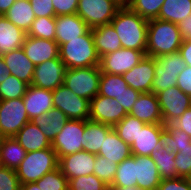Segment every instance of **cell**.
<instances>
[{"label":"cell","instance_id":"17","mask_svg":"<svg viewBox=\"0 0 191 190\" xmlns=\"http://www.w3.org/2000/svg\"><path fill=\"white\" fill-rule=\"evenodd\" d=\"M55 25L58 46L85 35L91 29L77 14L58 15L55 17Z\"/></svg>","mask_w":191,"mask_h":190},{"label":"cell","instance_id":"9","mask_svg":"<svg viewBox=\"0 0 191 190\" xmlns=\"http://www.w3.org/2000/svg\"><path fill=\"white\" fill-rule=\"evenodd\" d=\"M53 107L60 109L69 120H88L90 101L77 96L64 84L52 91Z\"/></svg>","mask_w":191,"mask_h":190},{"label":"cell","instance_id":"26","mask_svg":"<svg viewBox=\"0 0 191 190\" xmlns=\"http://www.w3.org/2000/svg\"><path fill=\"white\" fill-rule=\"evenodd\" d=\"M98 155L120 164L126 158L132 155L131 147L125 143L112 128L106 135V139Z\"/></svg>","mask_w":191,"mask_h":190},{"label":"cell","instance_id":"10","mask_svg":"<svg viewBox=\"0 0 191 190\" xmlns=\"http://www.w3.org/2000/svg\"><path fill=\"white\" fill-rule=\"evenodd\" d=\"M145 54L140 50L120 48L100 57V71L107 74L123 75L136 66Z\"/></svg>","mask_w":191,"mask_h":190},{"label":"cell","instance_id":"41","mask_svg":"<svg viewBox=\"0 0 191 190\" xmlns=\"http://www.w3.org/2000/svg\"><path fill=\"white\" fill-rule=\"evenodd\" d=\"M117 165L118 164L113 161L96 155L93 174L110 187L117 172Z\"/></svg>","mask_w":191,"mask_h":190},{"label":"cell","instance_id":"57","mask_svg":"<svg viewBox=\"0 0 191 190\" xmlns=\"http://www.w3.org/2000/svg\"><path fill=\"white\" fill-rule=\"evenodd\" d=\"M21 190H41L36 182H29L26 184H21Z\"/></svg>","mask_w":191,"mask_h":190},{"label":"cell","instance_id":"50","mask_svg":"<svg viewBox=\"0 0 191 190\" xmlns=\"http://www.w3.org/2000/svg\"><path fill=\"white\" fill-rule=\"evenodd\" d=\"M140 94L141 93L139 91L134 90L131 87H128L127 90L123 91L118 96V98H116V101L122 105V107L127 113H129Z\"/></svg>","mask_w":191,"mask_h":190},{"label":"cell","instance_id":"56","mask_svg":"<svg viewBox=\"0 0 191 190\" xmlns=\"http://www.w3.org/2000/svg\"><path fill=\"white\" fill-rule=\"evenodd\" d=\"M16 0H0V15H5Z\"/></svg>","mask_w":191,"mask_h":190},{"label":"cell","instance_id":"32","mask_svg":"<svg viewBox=\"0 0 191 190\" xmlns=\"http://www.w3.org/2000/svg\"><path fill=\"white\" fill-rule=\"evenodd\" d=\"M175 155L176 153L171 152L163 145L151 153L150 156L157 165L161 179L178 177L175 169Z\"/></svg>","mask_w":191,"mask_h":190},{"label":"cell","instance_id":"38","mask_svg":"<svg viewBox=\"0 0 191 190\" xmlns=\"http://www.w3.org/2000/svg\"><path fill=\"white\" fill-rule=\"evenodd\" d=\"M165 0H130L127 5L146 20L157 19Z\"/></svg>","mask_w":191,"mask_h":190},{"label":"cell","instance_id":"51","mask_svg":"<svg viewBox=\"0 0 191 190\" xmlns=\"http://www.w3.org/2000/svg\"><path fill=\"white\" fill-rule=\"evenodd\" d=\"M177 87L191 97V66L186 65L185 69L178 75Z\"/></svg>","mask_w":191,"mask_h":190},{"label":"cell","instance_id":"22","mask_svg":"<svg viewBox=\"0 0 191 190\" xmlns=\"http://www.w3.org/2000/svg\"><path fill=\"white\" fill-rule=\"evenodd\" d=\"M11 75L31 85L35 65L26 56L23 48H18L2 55Z\"/></svg>","mask_w":191,"mask_h":190},{"label":"cell","instance_id":"6","mask_svg":"<svg viewBox=\"0 0 191 190\" xmlns=\"http://www.w3.org/2000/svg\"><path fill=\"white\" fill-rule=\"evenodd\" d=\"M121 7L115 0H79L76 14L90 27L109 24Z\"/></svg>","mask_w":191,"mask_h":190},{"label":"cell","instance_id":"15","mask_svg":"<svg viewBox=\"0 0 191 190\" xmlns=\"http://www.w3.org/2000/svg\"><path fill=\"white\" fill-rule=\"evenodd\" d=\"M129 87L140 93L152 92L155 77V58L146 56L131 70L122 75Z\"/></svg>","mask_w":191,"mask_h":190},{"label":"cell","instance_id":"61","mask_svg":"<svg viewBox=\"0 0 191 190\" xmlns=\"http://www.w3.org/2000/svg\"><path fill=\"white\" fill-rule=\"evenodd\" d=\"M189 181H190V184H191V175L188 177Z\"/></svg>","mask_w":191,"mask_h":190},{"label":"cell","instance_id":"29","mask_svg":"<svg viewBox=\"0 0 191 190\" xmlns=\"http://www.w3.org/2000/svg\"><path fill=\"white\" fill-rule=\"evenodd\" d=\"M26 153L14 137H3L0 141V166L17 170Z\"/></svg>","mask_w":191,"mask_h":190},{"label":"cell","instance_id":"44","mask_svg":"<svg viewBox=\"0 0 191 190\" xmlns=\"http://www.w3.org/2000/svg\"><path fill=\"white\" fill-rule=\"evenodd\" d=\"M175 169L178 177L188 178L191 175V144L176 153Z\"/></svg>","mask_w":191,"mask_h":190},{"label":"cell","instance_id":"35","mask_svg":"<svg viewBox=\"0 0 191 190\" xmlns=\"http://www.w3.org/2000/svg\"><path fill=\"white\" fill-rule=\"evenodd\" d=\"M128 87L122 75L101 72L98 95L116 99Z\"/></svg>","mask_w":191,"mask_h":190},{"label":"cell","instance_id":"7","mask_svg":"<svg viewBox=\"0 0 191 190\" xmlns=\"http://www.w3.org/2000/svg\"><path fill=\"white\" fill-rule=\"evenodd\" d=\"M30 122L23 98L0 100V135L14 137Z\"/></svg>","mask_w":191,"mask_h":190},{"label":"cell","instance_id":"48","mask_svg":"<svg viewBox=\"0 0 191 190\" xmlns=\"http://www.w3.org/2000/svg\"><path fill=\"white\" fill-rule=\"evenodd\" d=\"M156 190H191V184L188 178L162 179Z\"/></svg>","mask_w":191,"mask_h":190},{"label":"cell","instance_id":"8","mask_svg":"<svg viewBox=\"0 0 191 190\" xmlns=\"http://www.w3.org/2000/svg\"><path fill=\"white\" fill-rule=\"evenodd\" d=\"M86 120H69L52 142V148L60 157L83 150V133Z\"/></svg>","mask_w":191,"mask_h":190},{"label":"cell","instance_id":"33","mask_svg":"<svg viewBox=\"0 0 191 190\" xmlns=\"http://www.w3.org/2000/svg\"><path fill=\"white\" fill-rule=\"evenodd\" d=\"M162 145L171 152H180V148L190 146L191 137L184 131L174 127L171 123L165 125L161 134Z\"/></svg>","mask_w":191,"mask_h":190},{"label":"cell","instance_id":"16","mask_svg":"<svg viewBox=\"0 0 191 190\" xmlns=\"http://www.w3.org/2000/svg\"><path fill=\"white\" fill-rule=\"evenodd\" d=\"M22 48L35 66L45 61L59 58V46L55 40H46L26 35Z\"/></svg>","mask_w":191,"mask_h":190},{"label":"cell","instance_id":"43","mask_svg":"<svg viewBox=\"0 0 191 190\" xmlns=\"http://www.w3.org/2000/svg\"><path fill=\"white\" fill-rule=\"evenodd\" d=\"M68 183L74 190H110L109 186L94 174L69 179Z\"/></svg>","mask_w":191,"mask_h":190},{"label":"cell","instance_id":"60","mask_svg":"<svg viewBox=\"0 0 191 190\" xmlns=\"http://www.w3.org/2000/svg\"><path fill=\"white\" fill-rule=\"evenodd\" d=\"M66 190H74L69 185L67 186Z\"/></svg>","mask_w":191,"mask_h":190},{"label":"cell","instance_id":"47","mask_svg":"<svg viewBox=\"0 0 191 190\" xmlns=\"http://www.w3.org/2000/svg\"><path fill=\"white\" fill-rule=\"evenodd\" d=\"M35 17H55L52 0H29Z\"/></svg>","mask_w":191,"mask_h":190},{"label":"cell","instance_id":"12","mask_svg":"<svg viewBox=\"0 0 191 190\" xmlns=\"http://www.w3.org/2000/svg\"><path fill=\"white\" fill-rule=\"evenodd\" d=\"M128 113L114 98L97 95L90 100L89 119L114 127Z\"/></svg>","mask_w":191,"mask_h":190},{"label":"cell","instance_id":"27","mask_svg":"<svg viewBox=\"0 0 191 190\" xmlns=\"http://www.w3.org/2000/svg\"><path fill=\"white\" fill-rule=\"evenodd\" d=\"M67 121H69V119L65 113L53 107L47 113H43L40 117L34 118L32 123L37 125L41 132L52 143Z\"/></svg>","mask_w":191,"mask_h":190},{"label":"cell","instance_id":"49","mask_svg":"<svg viewBox=\"0 0 191 190\" xmlns=\"http://www.w3.org/2000/svg\"><path fill=\"white\" fill-rule=\"evenodd\" d=\"M55 17L58 15L76 14L79 0H52Z\"/></svg>","mask_w":191,"mask_h":190},{"label":"cell","instance_id":"58","mask_svg":"<svg viewBox=\"0 0 191 190\" xmlns=\"http://www.w3.org/2000/svg\"><path fill=\"white\" fill-rule=\"evenodd\" d=\"M110 190H142L138 186L127 187V188H109Z\"/></svg>","mask_w":191,"mask_h":190},{"label":"cell","instance_id":"54","mask_svg":"<svg viewBox=\"0 0 191 190\" xmlns=\"http://www.w3.org/2000/svg\"><path fill=\"white\" fill-rule=\"evenodd\" d=\"M183 40L191 39V14L178 24Z\"/></svg>","mask_w":191,"mask_h":190},{"label":"cell","instance_id":"45","mask_svg":"<svg viewBox=\"0 0 191 190\" xmlns=\"http://www.w3.org/2000/svg\"><path fill=\"white\" fill-rule=\"evenodd\" d=\"M177 72L155 71V77L152 83V92L157 94L170 87L177 86Z\"/></svg>","mask_w":191,"mask_h":190},{"label":"cell","instance_id":"42","mask_svg":"<svg viewBox=\"0 0 191 190\" xmlns=\"http://www.w3.org/2000/svg\"><path fill=\"white\" fill-rule=\"evenodd\" d=\"M36 184L41 190H66L69 185L68 179L62 174L59 167L46 173L36 181Z\"/></svg>","mask_w":191,"mask_h":190},{"label":"cell","instance_id":"39","mask_svg":"<svg viewBox=\"0 0 191 190\" xmlns=\"http://www.w3.org/2000/svg\"><path fill=\"white\" fill-rule=\"evenodd\" d=\"M28 84L11 75L0 84V100L23 98Z\"/></svg>","mask_w":191,"mask_h":190},{"label":"cell","instance_id":"46","mask_svg":"<svg viewBox=\"0 0 191 190\" xmlns=\"http://www.w3.org/2000/svg\"><path fill=\"white\" fill-rule=\"evenodd\" d=\"M0 190H21L16 170L0 166Z\"/></svg>","mask_w":191,"mask_h":190},{"label":"cell","instance_id":"53","mask_svg":"<svg viewBox=\"0 0 191 190\" xmlns=\"http://www.w3.org/2000/svg\"><path fill=\"white\" fill-rule=\"evenodd\" d=\"M179 52L186 65L191 66V39L183 40Z\"/></svg>","mask_w":191,"mask_h":190},{"label":"cell","instance_id":"1","mask_svg":"<svg viewBox=\"0 0 191 190\" xmlns=\"http://www.w3.org/2000/svg\"><path fill=\"white\" fill-rule=\"evenodd\" d=\"M118 33L122 48L140 50L146 55L148 20L121 6L110 22Z\"/></svg>","mask_w":191,"mask_h":190},{"label":"cell","instance_id":"52","mask_svg":"<svg viewBox=\"0 0 191 190\" xmlns=\"http://www.w3.org/2000/svg\"><path fill=\"white\" fill-rule=\"evenodd\" d=\"M171 124L181 131H184L191 137V106L185 111L182 116L171 122Z\"/></svg>","mask_w":191,"mask_h":190},{"label":"cell","instance_id":"40","mask_svg":"<svg viewBox=\"0 0 191 190\" xmlns=\"http://www.w3.org/2000/svg\"><path fill=\"white\" fill-rule=\"evenodd\" d=\"M186 67L179 51L155 58V71L177 72L179 75Z\"/></svg>","mask_w":191,"mask_h":190},{"label":"cell","instance_id":"3","mask_svg":"<svg viewBox=\"0 0 191 190\" xmlns=\"http://www.w3.org/2000/svg\"><path fill=\"white\" fill-rule=\"evenodd\" d=\"M59 58L68 69L99 66L100 57L94 45L91 29L85 35L61 44Z\"/></svg>","mask_w":191,"mask_h":190},{"label":"cell","instance_id":"30","mask_svg":"<svg viewBox=\"0 0 191 190\" xmlns=\"http://www.w3.org/2000/svg\"><path fill=\"white\" fill-rule=\"evenodd\" d=\"M4 16L25 33L36 18L29 0H16Z\"/></svg>","mask_w":191,"mask_h":190},{"label":"cell","instance_id":"20","mask_svg":"<svg viewBox=\"0 0 191 190\" xmlns=\"http://www.w3.org/2000/svg\"><path fill=\"white\" fill-rule=\"evenodd\" d=\"M23 102L28 118L32 121L53 108L52 91L29 85L23 96Z\"/></svg>","mask_w":191,"mask_h":190},{"label":"cell","instance_id":"5","mask_svg":"<svg viewBox=\"0 0 191 190\" xmlns=\"http://www.w3.org/2000/svg\"><path fill=\"white\" fill-rule=\"evenodd\" d=\"M100 76L99 66L67 69L64 85L77 96L90 101L98 95Z\"/></svg>","mask_w":191,"mask_h":190},{"label":"cell","instance_id":"55","mask_svg":"<svg viewBox=\"0 0 191 190\" xmlns=\"http://www.w3.org/2000/svg\"><path fill=\"white\" fill-rule=\"evenodd\" d=\"M9 76V69L7 68L2 56H0V84L3 83Z\"/></svg>","mask_w":191,"mask_h":190},{"label":"cell","instance_id":"23","mask_svg":"<svg viewBox=\"0 0 191 190\" xmlns=\"http://www.w3.org/2000/svg\"><path fill=\"white\" fill-rule=\"evenodd\" d=\"M27 33L0 15V56L21 48Z\"/></svg>","mask_w":191,"mask_h":190},{"label":"cell","instance_id":"37","mask_svg":"<svg viewBox=\"0 0 191 190\" xmlns=\"http://www.w3.org/2000/svg\"><path fill=\"white\" fill-rule=\"evenodd\" d=\"M55 17H38L32 22L27 35L46 40H55Z\"/></svg>","mask_w":191,"mask_h":190},{"label":"cell","instance_id":"34","mask_svg":"<svg viewBox=\"0 0 191 190\" xmlns=\"http://www.w3.org/2000/svg\"><path fill=\"white\" fill-rule=\"evenodd\" d=\"M137 186L135 179V158L131 155L117 165V172L109 188H129Z\"/></svg>","mask_w":191,"mask_h":190},{"label":"cell","instance_id":"31","mask_svg":"<svg viewBox=\"0 0 191 190\" xmlns=\"http://www.w3.org/2000/svg\"><path fill=\"white\" fill-rule=\"evenodd\" d=\"M190 14L191 0H165L157 19L179 24Z\"/></svg>","mask_w":191,"mask_h":190},{"label":"cell","instance_id":"13","mask_svg":"<svg viewBox=\"0 0 191 190\" xmlns=\"http://www.w3.org/2000/svg\"><path fill=\"white\" fill-rule=\"evenodd\" d=\"M67 69L60 58L45 61L35 66L31 85L53 91L64 84Z\"/></svg>","mask_w":191,"mask_h":190},{"label":"cell","instance_id":"59","mask_svg":"<svg viewBox=\"0 0 191 190\" xmlns=\"http://www.w3.org/2000/svg\"><path fill=\"white\" fill-rule=\"evenodd\" d=\"M121 6H127L130 0H115Z\"/></svg>","mask_w":191,"mask_h":190},{"label":"cell","instance_id":"11","mask_svg":"<svg viewBox=\"0 0 191 190\" xmlns=\"http://www.w3.org/2000/svg\"><path fill=\"white\" fill-rule=\"evenodd\" d=\"M156 95L164 125L182 116L191 106V97L183 93L177 86L158 92Z\"/></svg>","mask_w":191,"mask_h":190},{"label":"cell","instance_id":"24","mask_svg":"<svg viewBox=\"0 0 191 190\" xmlns=\"http://www.w3.org/2000/svg\"><path fill=\"white\" fill-rule=\"evenodd\" d=\"M14 138L27 153L52 147V143L32 121L26 123Z\"/></svg>","mask_w":191,"mask_h":190},{"label":"cell","instance_id":"25","mask_svg":"<svg viewBox=\"0 0 191 190\" xmlns=\"http://www.w3.org/2000/svg\"><path fill=\"white\" fill-rule=\"evenodd\" d=\"M91 32L99 57L122 48L118 33L111 23L91 28Z\"/></svg>","mask_w":191,"mask_h":190},{"label":"cell","instance_id":"28","mask_svg":"<svg viewBox=\"0 0 191 190\" xmlns=\"http://www.w3.org/2000/svg\"><path fill=\"white\" fill-rule=\"evenodd\" d=\"M112 126L99 123L93 120H86V126L83 133V150L98 155L107 133Z\"/></svg>","mask_w":191,"mask_h":190},{"label":"cell","instance_id":"2","mask_svg":"<svg viewBox=\"0 0 191 190\" xmlns=\"http://www.w3.org/2000/svg\"><path fill=\"white\" fill-rule=\"evenodd\" d=\"M183 39L178 24L148 20L146 56L160 57L179 51Z\"/></svg>","mask_w":191,"mask_h":190},{"label":"cell","instance_id":"21","mask_svg":"<svg viewBox=\"0 0 191 190\" xmlns=\"http://www.w3.org/2000/svg\"><path fill=\"white\" fill-rule=\"evenodd\" d=\"M135 158V179L142 190H156L161 183L157 165L151 156H137Z\"/></svg>","mask_w":191,"mask_h":190},{"label":"cell","instance_id":"14","mask_svg":"<svg viewBox=\"0 0 191 190\" xmlns=\"http://www.w3.org/2000/svg\"><path fill=\"white\" fill-rule=\"evenodd\" d=\"M96 155L85 150L59 158L58 167L69 180L93 174Z\"/></svg>","mask_w":191,"mask_h":190},{"label":"cell","instance_id":"36","mask_svg":"<svg viewBox=\"0 0 191 190\" xmlns=\"http://www.w3.org/2000/svg\"><path fill=\"white\" fill-rule=\"evenodd\" d=\"M146 123L138 120L127 114L120 122H118L113 129L118 136L127 143L130 147L139 135V131L142 130Z\"/></svg>","mask_w":191,"mask_h":190},{"label":"cell","instance_id":"4","mask_svg":"<svg viewBox=\"0 0 191 190\" xmlns=\"http://www.w3.org/2000/svg\"><path fill=\"white\" fill-rule=\"evenodd\" d=\"M59 159L52 147L26 153L16 170L20 184L36 182L58 168Z\"/></svg>","mask_w":191,"mask_h":190},{"label":"cell","instance_id":"18","mask_svg":"<svg viewBox=\"0 0 191 190\" xmlns=\"http://www.w3.org/2000/svg\"><path fill=\"white\" fill-rule=\"evenodd\" d=\"M164 129V124H145L131 145L132 155L150 156L162 145L161 134Z\"/></svg>","mask_w":191,"mask_h":190},{"label":"cell","instance_id":"19","mask_svg":"<svg viewBox=\"0 0 191 190\" xmlns=\"http://www.w3.org/2000/svg\"><path fill=\"white\" fill-rule=\"evenodd\" d=\"M128 114L146 124H163L158 98L153 92L141 93Z\"/></svg>","mask_w":191,"mask_h":190}]
</instances>
